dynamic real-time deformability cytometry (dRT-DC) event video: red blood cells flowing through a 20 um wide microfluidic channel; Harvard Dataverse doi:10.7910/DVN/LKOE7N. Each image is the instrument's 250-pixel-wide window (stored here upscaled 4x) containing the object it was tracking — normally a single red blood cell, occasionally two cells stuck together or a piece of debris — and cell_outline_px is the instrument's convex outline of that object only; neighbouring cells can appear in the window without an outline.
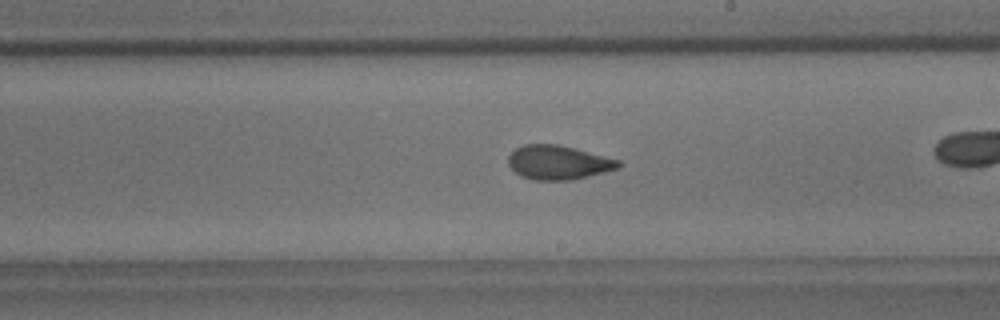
{"species": "common noctule bat (a hibernating species)", "species_latin": "Nyctalus noctula", "temperature_condition": "room temperature", "stored_images_in_passage": 30, "camera_frame_rate_fps": 3000, "um_per_image_px": 0.085, "animal": {"sex": "male", "body_mass_g": 18.8}, "frame": {"image": 1, "passage_image": 18, "time_ms": 5.667, "image_size_px": [1000, 320], "cell_outline_px": [[620, 164], [616, 168], [604, 172], [572, 180], [532, 180], [520, 176], [508, 164], [508, 156], [516, 148], [524, 144], [560, 144], [620, 160]], "centroid_in_image_um": [47.42, 13.8], "position_along_channel_um": 241.6, "area_um2": 21.85}}